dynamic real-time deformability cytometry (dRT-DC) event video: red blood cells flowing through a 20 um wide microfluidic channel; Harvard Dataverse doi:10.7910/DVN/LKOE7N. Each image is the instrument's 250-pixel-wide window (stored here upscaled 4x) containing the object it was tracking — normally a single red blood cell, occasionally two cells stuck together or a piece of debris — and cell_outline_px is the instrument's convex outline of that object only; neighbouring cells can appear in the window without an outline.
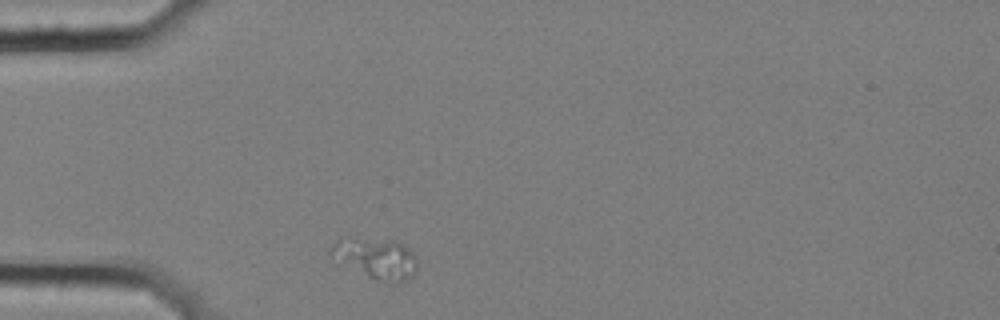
{"species": "common noctule bat (a hibernating species)", "species_latin": "Nyctalus noctula", "temperature_condition": "cold", "stored_images_in_passage": 1, "camera_frame_rate_fps": 3000, "um_per_image_px": 0.085, "animal": {"sex": "female", "body_mass_g": 25.1}, "frame": {"image": 1, "passage_image": 1, "time_ms": 0.0, "image_size_px": [1000, 320], "cell_outline_px": [[416, 272], [412, 276], [404, 280], [376, 280], [368, 276], [332, 248], [332, 244], [340, 236], [356, 236], [396, 240], [412, 252], [416, 256]], "centroid_in_image_um": [32.1, 21.85], "position_along_channel_um": 52.9, "area_um2": 19.13}}